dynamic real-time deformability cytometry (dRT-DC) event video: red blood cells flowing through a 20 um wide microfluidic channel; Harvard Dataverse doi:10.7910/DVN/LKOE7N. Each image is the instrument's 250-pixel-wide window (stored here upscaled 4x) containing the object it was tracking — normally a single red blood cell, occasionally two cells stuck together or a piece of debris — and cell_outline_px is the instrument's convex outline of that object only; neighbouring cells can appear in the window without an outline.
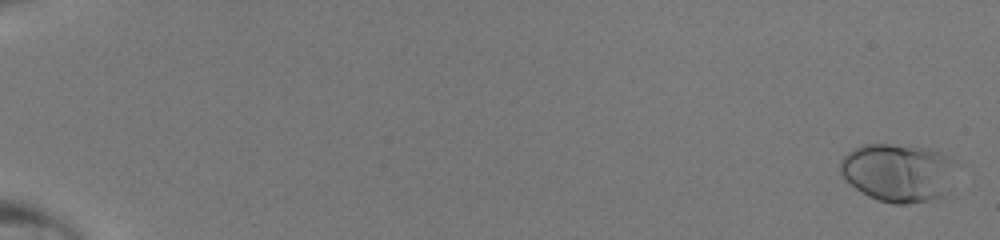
{"species": "human", "species_latin": "Homo sapiens", "temperature_condition": "room temperature", "stored_images_in_passage": 5, "camera_frame_rate_fps": 3000, "um_per_image_px": 0.085, "donor": {"sex": "male"}, "frame": {"image": 1, "passage_image": 2, "time_ms": 0.333, "image_size_px": [1000, 240], "cell_outline_px": [[956, 160], [944, 196], [928, 200], [904, 204], [896, 204], [880, 200], [868, 196], [856, 188], [840, 172], [840, 160], [852, 148], [864, 144], [888, 144], [928, 148], [940, 152]], "centroid_in_image_um": [76.32, 14.64], "position_along_channel_um": 8.7, "area_um2": 38.9}}